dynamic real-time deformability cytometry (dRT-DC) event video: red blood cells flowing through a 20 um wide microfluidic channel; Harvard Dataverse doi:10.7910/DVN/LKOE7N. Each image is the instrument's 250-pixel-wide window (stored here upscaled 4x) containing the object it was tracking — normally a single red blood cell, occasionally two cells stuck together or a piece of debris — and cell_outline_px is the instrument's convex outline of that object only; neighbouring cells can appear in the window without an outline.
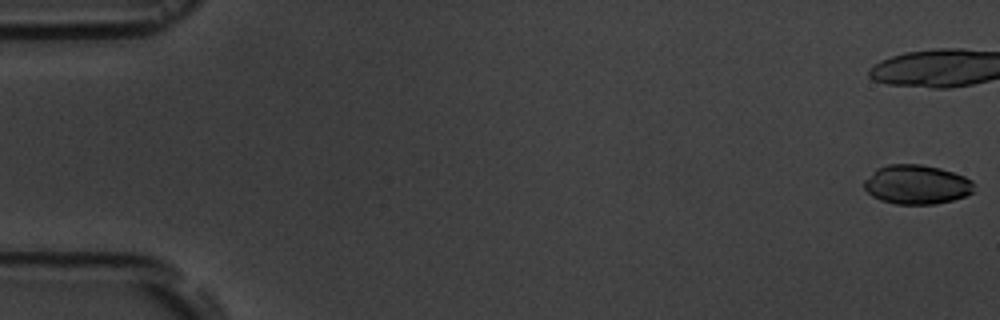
{"species": "common noctule bat (a hibernating species)", "species_latin": "Nyctalus noctula", "temperature_condition": "room temperature", "stored_images_in_passage": 9, "camera_frame_rate_fps": 3000, "um_per_image_px": 0.085, "animal": {"sex": "male", "body_mass_g": 19.5, "forearm_length_mm": 54.6}, "frame": {"image": 1, "passage_image": 1, "time_ms": 0.0, "image_size_px": [1000, 320], "cell_outline_px": [[976, 192], [952, 200], [936, 204], [896, 204], [880, 200], [872, 196], [864, 188], [864, 180], [876, 168], [888, 164], [920, 164], [940, 168], [964, 176], [972, 180]], "centroid_in_image_um": [77.92, 15.68], "position_along_channel_um": 7.1, "area_um2": 25.32}}
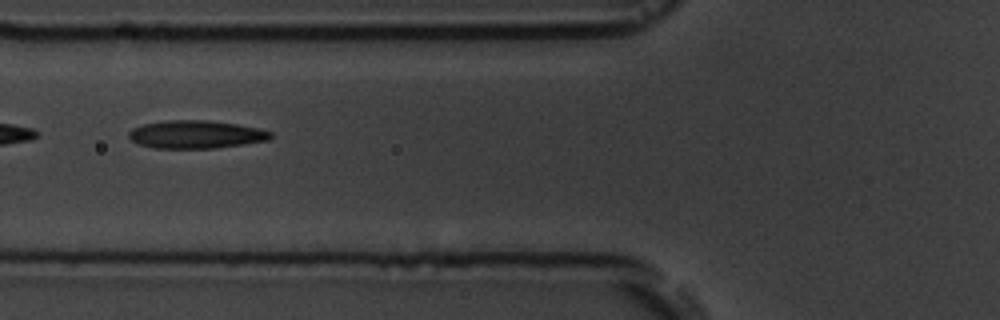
{"frame": {"image": 2, "passage_image": 7, "time_ms": 7.667, "image_size_px": [1000, 320], "cell_outline_px": [[272, 136], [268, 140], [216, 148], [156, 148], [136, 144], [128, 136], [128, 132], [132, 128], [144, 124], [168, 120], [208, 120], [236, 124], [260, 128], [272, 132]], "centroid_in_image_um": [16.64, 11.42], "position_along_channel_um": 109.2, "area_um2": 23.12}}
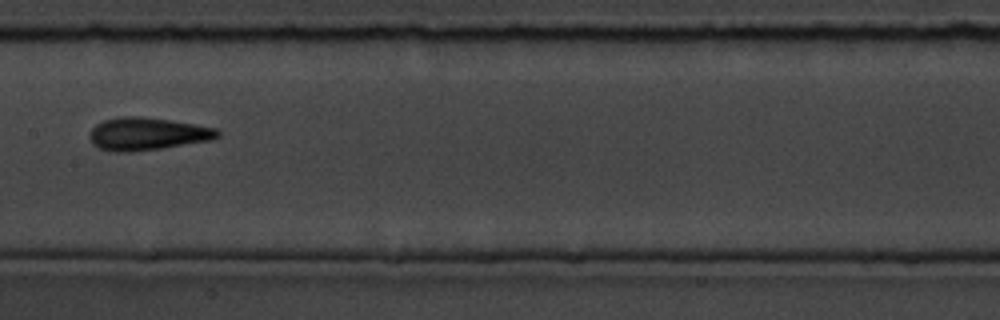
{"frame": {"image": 3, "passage_image": 9, "time_ms": 10.0, "image_size_px": [1000, 320], "cell_outline_px": [[220, 136], [212, 140], [160, 148], [128, 152], [112, 152], [100, 148], [92, 144], [88, 136], [88, 132], [96, 124], [104, 120], [120, 116], [140, 116], [196, 124], [216, 128], [220, 132]], "centroid_in_image_um": [12.49, 11.37], "position_along_channel_um": 194.9, "area_um2": 24.45}}